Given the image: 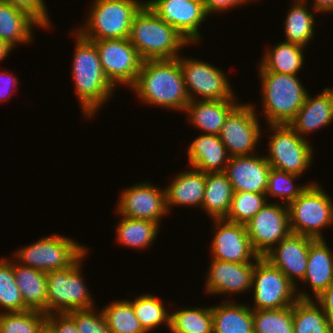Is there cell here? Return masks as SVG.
I'll return each instance as SVG.
<instances>
[{
    "label": "cell",
    "instance_id": "17",
    "mask_svg": "<svg viewBox=\"0 0 333 333\" xmlns=\"http://www.w3.org/2000/svg\"><path fill=\"white\" fill-rule=\"evenodd\" d=\"M215 235L211 242V257L236 263L256 262L260 256L255 252L246 225L226 219H212Z\"/></svg>",
    "mask_w": 333,
    "mask_h": 333
},
{
    "label": "cell",
    "instance_id": "24",
    "mask_svg": "<svg viewBox=\"0 0 333 333\" xmlns=\"http://www.w3.org/2000/svg\"><path fill=\"white\" fill-rule=\"evenodd\" d=\"M188 169L177 173L169 185L165 186L166 204L170 213L174 206L201 208L205 191V173L192 167Z\"/></svg>",
    "mask_w": 333,
    "mask_h": 333
},
{
    "label": "cell",
    "instance_id": "3",
    "mask_svg": "<svg viewBox=\"0 0 333 333\" xmlns=\"http://www.w3.org/2000/svg\"><path fill=\"white\" fill-rule=\"evenodd\" d=\"M128 39L143 61L178 58L181 49L190 44L146 3L134 16Z\"/></svg>",
    "mask_w": 333,
    "mask_h": 333
},
{
    "label": "cell",
    "instance_id": "6",
    "mask_svg": "<svg viewBox=\"0 0 333 333\" xmlns=\"http://www.w3.org/2000/svg\"><path fill=\"white\" fill-rule=\"evenodd\" d=\"M87 249L71 266L46 272L47 314H66L74 310L90 309L96 305L82 273V261Z\"/></svg>",
    "mask_w": 333,
    "mask_h": 333
},
{
    "label": "cell",
    "instance_id": "30",
    "mask_svg": "<svg viewBox=\"0 0 333 333\" xmlns=\"http://www.w3.org/2000/svg\"><path fill=\"white\" fill-rule=\"evenodd\" d=\"M232 184L224 172L205 173V191L201 209L210 219L225 218L233 198Z\"/></svg>",
    "mask_w": 333,
    "mask_h": 333
},
{
    "label": "cell",
    "instance_id": "46",
    "mask_svg": "<svg viewBox=\"0 0 333 333\" xmlns=\"http://www.w3.org/2000/svg\"><path fill=\"white\" fill-rule=\"evenodd\" d=\"M18 83V77L15 74L0 70V102L11 99V94L17 88Z\"/></svg>",
    "mask_w": 333,
    "mask_h": 333
},
{
    "label": "cell",
    "instance_id": "23",
    "mask_svg": "<svg viewBox=\"0 0 333 333\" xmlns=\"http://www.w3.org/2000/svg\"><path fill=\"white\" fill-rule=\"evenodd\" d=\"M189 167L204 173L224 172L230 156L219 135L203 134L187 148Z\"/></svg>",
    "mask_w": 333,
    "mask_h": 333
},
{
    "label": "cell",
    "instance_id": "38",
    "mask_svg": "<svg viewBox=\"0 0 333 333\" xmlns=\"http://www.w3.org/2000/svg\"><path fill=\"white\" fill-rule=\"evenodd\" d=\"M0 308L4 310L0 309V313L28 310L15 282L12 260L2 257H0Z\"/></svg>",
    "mask_w": 333,
    "mask_h": 333
},
{
    "label": "cell",
    "instance_id": "49",
    "mask_svg": "<svg viewBox=\"0 0 333 333\" xmlns=\"http://www.w3.org/2000/svg\"><path fill=\"white\" fill-rule=\"evenodd\" d=\"M13 49L15 48L12 47L9 43L0 40V62L9 56Z\"/></svg>",
    "mask_w": 333,
    "mask_h": 333
},
{
    "label": "cell",
    "instance_id": "5",
    "mask_svg": "<svg viewBox=\"0 0 333 333\" xmlns=\"http://www.w3.org/2000/svg\"><path fill=\"white\" fill-rule=\"evenodd\" d=\"M77 30L90 41L124 39L129 37L132 21L145 4L144 0H94Z\"/></svg>",
    "mask_w": 333,
    "mask_h": 333
},
{
    "label": "cell",
    "instance_id": "27",
    "mask_svg": "<svg viewBox=\"0 0 333 333\" xmlns=\"http://www.w3.org/2000/svg\"><path fill=\"white\" fill-rule=\"evenodd\" d=\"M213 333H254L253 310L249 304L225 299L212 305Z\"/></svg>",
    "mask_w": 333,
    "mask_h": 333
},
{
    "label": "cell",
    "instance_id": "14",
    "mask_svg": "<svg viewBox=\"0 0 333 333\" xmlns=\"http://www.w3.org/2000/svg\"><path fill=\"white\" fill-rule=\"evenodd\" d=\"M245 225L252 247L264 257L291 233L288 206L268 201Z\"/></svg>",
    "mask_w": 333,
    "mask_h": 333
},
{
    "label": "cell",
    "instance_id": "15",
    "mask_svg": "<svg viewBox=\"0 0 333 333\" xmlns=\"http://www.w3.org/2000/svg\"><path fill=\"white\" fill-rule=\"evenodd\" d=\"M118 198L115 210L124 217L161 224L162 217L169 215L165 188L160 189L148 180L123 189Z\"/></svg>",
    "mask_w": 333,
    "mask_h": 333
},
{
    "label": "cell",
    "instance_id": "34",
    "mask_svg": "<svg viewBox=\"0 0 333 333\" xmlns=\"http://www.w3.org/2000/svg\"><path fill=\"white\" fill-rule=\"evenodd\" d=\"M171 333H213L212 306L185 307L171 312Z\"/></svg>",
    "mask_w": 333,
    "mask_h": 333
},
{
    "label": "cell",
    "instance_id": "22",
    "mask_svg": "<svg viewBox=\"0 0 333 333\" xmlns=\"http://www.w3.org/2000/svg\"><path fill=\"white\" fill-rule=\"evenodd\" d=\"M309 94L294 119L288 124L304 139H307L309 133L312 134L333 122V89L326 87L315 97Z\"/></svg>",
    "mask_w": 333,
    "mask_h": 333
},
{
    "label": "cell",
    "instance_id": "40",
    "mask_svg": "<svg viewBox=\"0 0 333 333\" xmlns=\"http://www.w3.org/2000/svg\"><path fill=\"white\" fill-rule=\"evenodd\" d=\"M267 202L265 193L234 192L229 212L224 219L246 224Z\"/></svg>",
    "mask_w": 333,
    "mask_h": 333
},
{
    "label": "cell",
    "instance_id": "26",
    "mask_svg": "<svg viewBox=\"0 0 333 333\" xmlns=\"http://www.w3.org/2000/svg\"><path fill=\"white\" fill-rule=\"evenodd\" d=\"M43 26L25 11L0 1V40L12 47L33 42V28ZM33 35V36H32Z\"/></svg>",
    "mask_w": 333,
    "mask_h": 333
},
{
    "label": "cell",
    "instance_id": "4",
    "mask_svg": "<svg viewBox=\"0 0 333 333\" xmlns=\"http://www.w3.org/2000/svg\"><path fill=\"white\" fill-rule=\"evenodd\" d=\"M261 82L262 114L267 125H286L303 106L309 91L298 75L258 72ZM264 113V114H263Z\"/></svg>",
    "mask_w": 333,
    "mask_h": 333
},
{
    "label": "cell",
    "instance_id": "35",
    "mask_svg": "<svg viewBox=\"0 0 333 333\" xmlns=\"http://www.w3.org/2000/svg\"><path fill=\"white\" fill-rule=\"evenodd\" d=\"M129 301L132 303L141 327L146 333H150L154 328L164 324L170 330L171 312L167 311L161 298L146 293Z\"/></svg>",
    "mask_w": 333,
    "mask_h": 333
},
{
    "label": "cell",
    "instance_id": "45",
    "mask_svg": "<svg viewBox=\"0 0 333 333\" xmlns=\"http://www.w3.org/2000/svg\"><path fill=\"white\" fill-rule=\"evenodd\" d=\"M255 2L257 0H202L204 9L206 13L211 15V13H223L227 12L232 8L240 7L243 4H250V2Z\"/></svg>",
    "mask_w": 333,
    "mask_h": 333
},
{
    "label": "cell",
    "instance_id": "33",
    "mask_svg": "<svg viewBox=\"0 0 333 333\" xmlns=\"http://www.w3.org/2000/svg\"><path fill=\"white\" fill-rule=\"evenodd\" d=\"M293 327L294 333H333V323L314 300L293 304Z\"/></svg>",
    "mask_w": 333,
    "mask_h": 333
},
{
    "label": "cell",
    "instance_id": "13",
    "mask_svg": "<svg viewBox=\"0 0 333 333\" xmlns=\"http://www.w3.org/2000/svg\"><path fill=\"white\" fill-rule=\"evenodd\" d=\"M107 79L115 86L130 88L137 80L142 64L136 48L128 38L93 41Z\"/></svg>",
    "mask_w": 333,
    "mask_h": 333
},
{
    "label": "cell",
    "instance_id": "29",
    "mask_svg": "<svg viewBox=\"0 0 333 333\" xmlns=\"http://www.w3.org/2000/svg\"><path fill=\"white\" fill-rule=\"evenodd\" d=\"M15 282L21 291L24 305L30 310L46 314L47 281L46 272L23 266L12 260Z\"/></svg>",
    "mask_w": 333,
    "mask_h": 333
},
{
    "label": "cell",
    "instance_id": "31",
    "mask_svg": "<svg viewBox=\"0 0 333 333\" xmlns=\"http://www.w3.org/2000/svg\"><path fill=\"white\" fill-rule=\"evenodd\" d=\"M284 23V42L294 43L306 47L315 37V10H309L305 0H292ZM307 3V4H306Z\"/></svg>",
    "mask_w": 333,
    "mask_h": 333
},
{
    "label": "cell",
    "instance_id": "8",
    "mask_svg": "<svg viewBox=\"0 0 333 333\" xmlns=\"http://www.w3.org/2000/svg\"><path fill=\"white\" fill-rule=\"evenodd\" d=\"M87 249L78 241L60 234L41 237L15 251V262L44 272L71 266Z\"/></svg>",
    "mask_w": 333,
    "mask_h": 333
},
{
    "label": "cell",
    "instance_id": "19",
    "mask_svg": "<svg viewBox=\"0 0 333 333\" xmlns=\"http://www.w3.org/2000/svg\"><path fill=\"white\" fill-rule=\"evenodd\" d=\"M313 240L314 238L308 236L290 233L264 258L282 271L298 288L297 282L303 280L307 270L309 245Z\"/></svg>",
    "mask_w": 333,
    "mask_h": 333
},
{
    "label": "cell",
    "instance_id": "12",
    "mask_svg": "<svg viewBox=\"0 0 333 333\" xmlns=\"http://www.w3.org/2000/svg\"><path fill=\"white\" fill-rule=\"evenodd\" d=\"M254 106L239 102L225 119L219 137L230 157L259 154L255 149L264 133Z\"/></svg>",
    "mask_w": 333,
    "mask_h": 333
},
{
    "label": "cell",
    "instance_id": "11",
    "mask_svg": "<svg viewBox=\"0 0 333 333\" xmlns=\"http://www.w3.org/2000/svg\"><path fill=\"white\" fill-rule=\"evenodd\" d=\"M180 66L190 101L239 100L229 82L228 74L219 67L201 59L182 55Z\"/></svg>",
    "mask_w": 333,
    "mask_h": 333
},
{
    "label": "cell",
    "instance_id": "20",
    "mask_svg": "<svg viewBox=\"0 0 333 333\" xmlns=\"http://www.w3.org/2000/svg\"><path fill=\"white\" fill-rule=\"evenodd\" d=\"M271 166L264 155L231 156L224 173L234 192L266 193Z\"/></svg>",
    "mask_w": 333,
    "mask_h": 333
},
{
    "label": "cell",
    "instance_id": "42",
    "mask_svg": "<svg viewBox=\"0 0 333 333\" xmlns=\"http://www.w3.org/2000/svg\"><path fill=\"white\" fill-rule=\"evenodd\" d=\"M67 314L75 321L79 333H112L102 309L97 310L96 306L90 309L74 310Z\"/></svg>",
    "mask_w": 333,
    "mask_h": 333
},
{
    "label": "cell",
    "instance_id": "36",
    "mask_svg": "<svg viewBox=\"0 0 333 333\" xmlns=\"http://www.w3.org/2000/svg\"><path fill=\"white\" fill-rule=\"evenodd\" d=\"M102 311L112 333H146L129 300H114Z\"/></svg>",
    "mask_w": 333,
    "mask_h": 333
},
{
    "label": "cell",
    "instance_id": "43",
    "mask_svg": "<svg viewBox=\"0 0 333 333\" xmlns=\"http://www.w3.org/2000/svg\"><path fill=\"white\" fill-rule=\"evenodd\" d=\"M21 9L36 19L43 29L52 27L51 18L44 0H0Z\"/></svg>",
    "mask_w": 333,
    "mask_h": 333
},
{
    "label": "cell",
    "instance_id": "39",
    "mask_svg": "<svg viewBox=\"0 0 333 333\" xmlns=\"http://www.w3.org/2000/svg\"><path fill=\"white\" fill-rule=\"evenodd\" d=\"M299 177L302 176L271 168L268 177L267 190L265 193L267 201L270 196L275 198L277 197L276 199H278V203L282 202L288 205L291 201H294L310 184L316 183L309 181V183H305V185H296L295 182H297L296 180H298Z\"/></svg>",
    "mask_w": 333,
    "mask_h": 333
},
{
    "label": "cell",
    "instance_id": "44",
    "mask_svg": "<svg viewBox=\"0 0 333 333\" xmlns=\"http://www.w3.org/2000/svg\"><path fill=\"white\" fill-rule=\"evenodd\" d=\"M45 322L54 333H79L75 321L66 314H47Z\"/></svg>",
    "mask_w": 333,
    "mask_h": 333
},
{
    "label": "cell",
    "instance_id": "50",
    "mask_svg": "<svg viewBox=\"0 0 333 333\" xmlns=\"http://www.w3.org/2000/svg\"><path fill=\"white\" fill-rule=\"evenodd\" d=\"M37 333H54L52 328L44 322L41 327L38 329Z\"/></svg>",
    "mask_w": 333,
    "mask_h": 333
},
{
    "label": "cell",
    "instance_id": "25",
    "mask_svg": "<svg viewBox=\"0 0 333 333\" xmlns=\"http://www.w3.org/2000/svg\"><path fill=\"white\" fill-rule=\"evenodd\" d=\"M238 100H191L184 113L186 120L203 134L219 135L226 117L239 104ZM188 115V116H187Z\"/></svg>",
    "mask_w": 333,
    "mask_h": 333
},
{
    "label": "cell",
    "instance_id": "21",
    "mask_svg": "<svg viewBox=\"0 0 333 333\" xmlns=\"http://www.w3.org/2000/svg\"><path fill=\"white\" fill-rule=\"evenodd\" d=\"M332 281L333 251L329 248L326 239H314L309 245L307 270L301 281L309 285L308 288L311 287L312 295L298 287L296 288L298 299H316Z\"/></svg>",
    "mask_w": 333,
    "mask_h": 333
},
{
    "label": "cell",
    "instance_id": "2",
    "mask_svg": "<svg viewBox=\"0 0 333 333\" xmlns=\"http://www.w3.org/2000/svg\"><path fill=\"white\" fill-rule=\"evenodd\" d=\"M76 44L72 62L74 90L83 116L94 118L103 104L111 100L116 87L107 79L97 51L96 44L84 38L77 30L70 31Z\"/></svg>",
    "mask_w": 333,
    "mask_h": 333
},
{
    "label": "cell",
    "instance_id": "18",
    "mask_svg": "<svg viewBox=\"0 0 333 333\" xmlns=\"http://www.w3.org/2000/svg\"><path fill=\"white\" fill-rule=\"evenodd\" d=\"M255 262L236 263L211 259L205 279L209 295L244 294L251 292Z\"/></svg>",
    "mask_w": 333,
    "mask_h": 333
},
{
    "label": "cell",
    "instance_id": "1",
    "mask_svg": "<svg viewBox=\"0 0 333 333\" xmlns=\"http://www.w3.org/2000/svg\"><path fill=\"white\" fill-rule=\"evenodd\" d=\"M141 103L185 111L190 102L180 66L174 59L144 60L136 82L130 87Z\"/></svg>",
    "mask_w": 333,
    "mask_h": 333
},
{
    "label": "cell",
    "instance_id": "32",
    "mask_svg": "<svg viewBox=\"0 0 333 333\" xmlns=\"http://www.w3.org/2000/svg\"><path fill=\"white\" fill-rule=\"evenodd\" d=\"M116 228V241L124 247L144 250L156 240L160 224L149 220L132 219L120 215Z\"/></svg>",
    "mask_w": 333,
    "mask_h": 333
},
{
    "label": "cell",
    "instance_id": "9",
    "mask_svg": "<svg viewBox=\"0 0 333 333\" xmlns=\"http://www.w3.org/2000/svg\"><path fill=\"white\" fill-rule=\"evenodd\" d=\"M272 132L265 156L271 168L303 175L313 163V147L307 139L301 138L288 124L268 125Z\"/></svg>",
    "mask_w": 333,
    "mask_h": 333
},
{
    "label": "cell",
    "instance_id": "28",
    "mask_svg": "<svg viewBox=\"0 0 333 333\" xmlns=\"http://www.w3.org/2000/svg\"><path fill=\"white\" fill-rule=\"evenodd\" d=\"M269 48L259 61V72L298 75L305 63L304 46L282 41Z\"/></svg>",
    "mask_w": 333,
    "mask_h": 333
},
{
    "label": "cell",
    "instance_id": "7",
    "mask_svg": "<svg viewBox=\"0 0 333 333\" xmlns=\"http://www.w3.org/2000/svg\"><path fill=\"white\" fill-rule=\"evenodd\" d=\"M287 206L291 233L325 239L322 230L333 224V200L320 184H310Z\"/></svg>",
    "mask_w": 333,
    "mask_h": 333
},
{
    "label": "cell",
    "instance_id": "10",
    "mask_svg": "<svg viewBox=\"0 0 333 333\" xmlns=\"http://www.w3.org/2000/svg\"><path fill=\"white\" fill-rule=\"evenodd\" d=\"M251 291L252 310L286 308L298 300L296 286L264 257L255 262Z\"/></svg>",
    "mask_w": 333,
    "mask_h": 333
},
{
    "label": "cell",
    "instance_id": "37",
    "mask_svg": "<svg viewBox=\"0 0 333 333\" xmlns=\"http://www.w3.org/2000/svg\"><path fill=\"white\" fill-rule=\"evenodd\" d=\"M254 333H294L293 306L253 310Z\"/></svg>",
    "mask_w": 333,
    "mask_h": 333
},
{
    "label": "cell",
    "instance_id": "47",
    "mask_svg": "<svg viewBox=\"0 0 333 333\" xmlns=\"http://www.w3.org/2000/svg\"><path fill=\"white\" fill-rule=\"evenodd\" d=\"M322 307L325 314L333 323V281L330 285L315 299Z\"/></svg>",
    "mask_w": 333,
    "mask_h": 333
},
{
    "label": "cell",
    "instance_id": "48",
    "mask_svg": "<svg viewBox=\"0 0 333 333\" xmlns=\"http://www.w3.org/2000/svg\"><path fill=\"white\" fill-rule=\"evenodd\" d=\"M308 1V0H305ZM318 13H332L333 12V0H313L312 9Z\"/></svg>",
    "mask_w": 333,
    "mask_h": 333
},
{
    "label": "cell",
    "instance_id": "16",
    "mask_svg": "<svg viewBox=\"0 0 333 333\" xmlns=\"http://www.w3.org/2000/svg\"><path fill=\"white\" fill-rule=\"evenodd\" d=\"M148 7L192 45L202 40L200 27L208 18L202 0H147Z\"/></svg>",
    "mask_w": 333,
    "mask_h": 333
},
{
    "label": "cell",
    "instance_id": "41",
    "mask_svg": "<svg viewBox=\"0 0 333 333\" xmlns=\"http://www.w3.org/2000/svg\"><path fill=\"white\" fill-rule=\"evenodd\" d=\"M46 314L37 310L0 313V333H37Z\"/></svg>",
    "mask_w": 333,
    "mask_h": 333
}]
</instances>
